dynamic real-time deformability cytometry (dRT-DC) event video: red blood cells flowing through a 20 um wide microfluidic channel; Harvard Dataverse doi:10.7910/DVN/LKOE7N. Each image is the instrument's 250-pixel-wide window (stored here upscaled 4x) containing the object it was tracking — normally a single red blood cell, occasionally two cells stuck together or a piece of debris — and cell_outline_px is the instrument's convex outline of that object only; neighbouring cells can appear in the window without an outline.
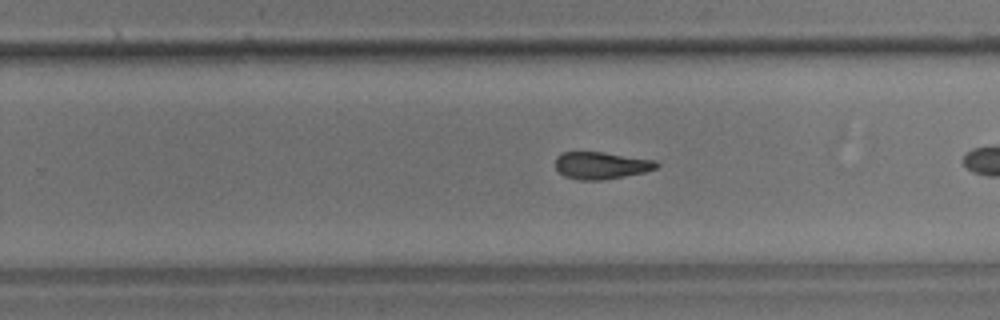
{"species": "common noctule bat (a hibernating species)", "species_latin": "Nyctalus noctula", "temperature_condition": "room temperature", "stored_images_in_passage": 28, "camera_frame_rate_fps": 3000, "um_per_image_px": 0.085, "animal": {"sex": "male", "body_mass_g": 17.9}, "frame": {"image": 1, "passage_image": 20, "time_ms": 6.333, "image_size_px": [1000, 320], "cell_outline_px": [[660, 164], [656, 168], [644, 172], [600, 180], [580, 180], [564, 176], [556, 168], [556, 156], [560, 152], [604, 152], [656, 160]], "centroid_in_image_um": [51.09, 14.05], "position_along_channel_um": 278.7, "area_um2": 15.95}}